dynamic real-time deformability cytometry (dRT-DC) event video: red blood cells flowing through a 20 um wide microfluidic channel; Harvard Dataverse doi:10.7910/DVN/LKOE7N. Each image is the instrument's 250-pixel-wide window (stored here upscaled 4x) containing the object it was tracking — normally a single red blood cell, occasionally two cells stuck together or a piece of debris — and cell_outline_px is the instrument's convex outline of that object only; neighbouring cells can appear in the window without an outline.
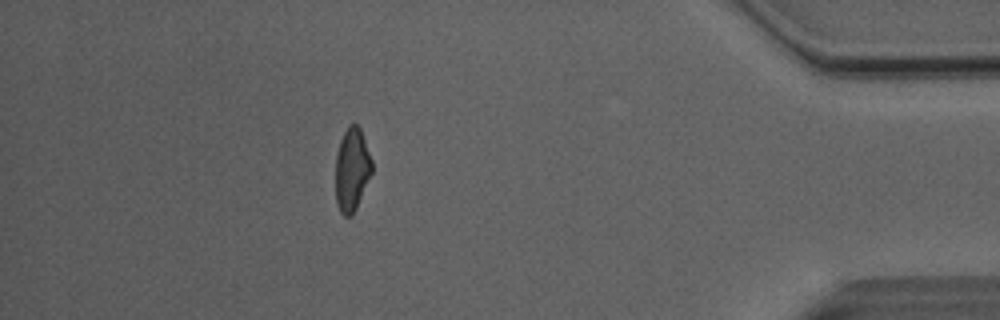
{"species": "Egyptian fruit bat (a non-hibernating species)", "species_latin": "Rousettus aegyptiacus", "temperature_condition": "room temperature", "stored_images_in_passage": 31, "camera_frame_rate_fps": 3000, "um_per_image_px": 0.085, "animal": {"sex": "male"}, "frame": {"image": 1, "passage_image": 30, "time_ms": 9.667, "image_size_px": [1000, 320], "cell_outline_px": [[372, 172], [356, 208], [352, 216], [344, 216], [340, 212], [336, 204], [336, 156], [340, 140], [348, 124], [356, 124], [360, 128], [372, 160]], "centroid_in_image_um": [29.9, 14.42], "position_along_channel_um": 405.3, "area_um2": 17.57}}